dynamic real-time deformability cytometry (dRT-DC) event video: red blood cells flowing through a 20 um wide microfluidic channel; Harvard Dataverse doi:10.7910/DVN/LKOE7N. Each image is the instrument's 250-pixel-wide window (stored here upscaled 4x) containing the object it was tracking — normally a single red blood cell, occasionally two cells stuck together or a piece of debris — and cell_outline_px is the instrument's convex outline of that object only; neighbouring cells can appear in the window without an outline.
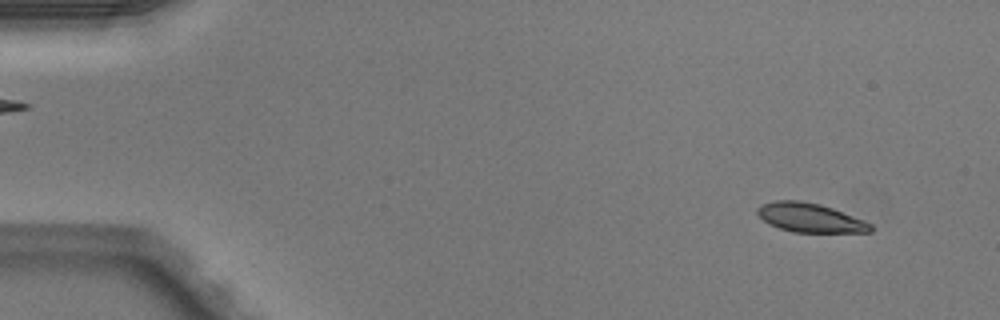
{"species": "Egyptian fruit bat (a non-hibernating species)", "species_latin": "Rousettus aegyptiacus", "temperature_condition": "warm", "stored_images_in_passage": 50, "camera_frame_rate_fps": 3000, "um_per_image_px": 0.085, "animal": {"sex": "male"}, "frame": {"image": 1, "passage_image": 4, "time_ms": 1.0, "image_size_px": [1000, 320], "cell_outline_px": [[872, 232], [792, 232], [768, 224], [756, 212], [756, 208], [760, 204], [776, 200], [800, 200], [820, 204], [832, 208], [864, 220], [872, 224]], "centroid_in_image_um": [68.83, 18.5], "position_along_channel_um": 16.2, "area_um2": 19.19}}
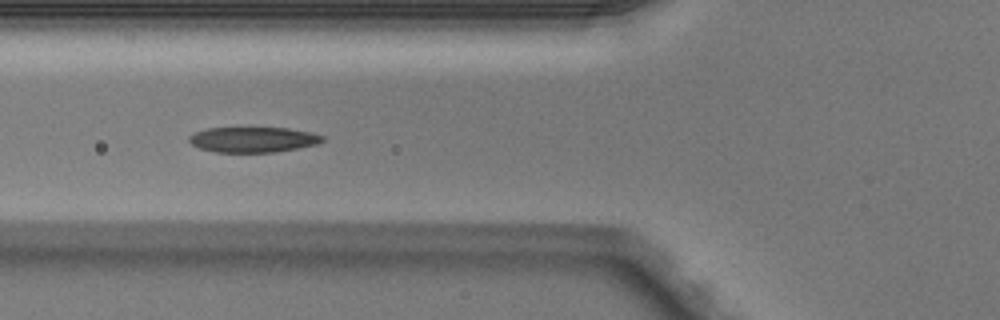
{"frame": {"image": 2, "passage_image": 19, "time_ms": 6.0, "image_size_px": [1000, 320], "cell_outline_px": [[324, 140], [316, 144], [296, 148], [272, 152], [216, 152], [200, 148], [192, 144], [188, 140], [188, 136], [196, 132], [208, 128], [288, 128], [312, 132], [324, 136]], "centroid_in_image_um": [21.51, 11.86], "position_along_channel_um": 104.3, "area_um2": 19.54}}
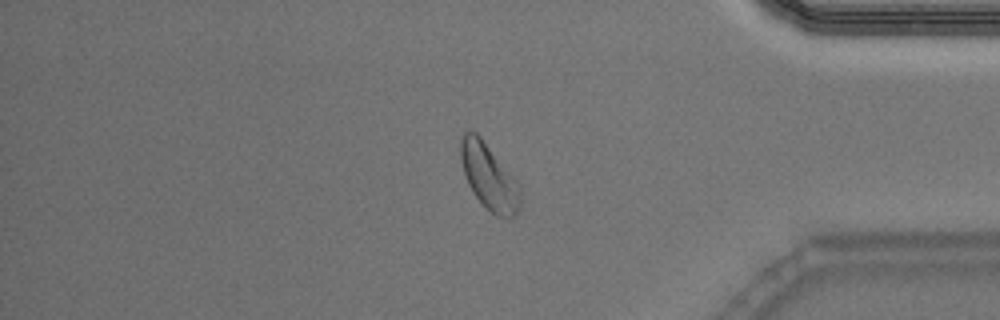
{"frame": {"image": 3, "passage_image": 42, "time_ms": 13.667, "image_size_px": [1000, 320], "cell_outline_px": [[520, 208], [516, 216], [496, 216], [484, 208], [472, 192], [468, 184], [460, 160], [460, 136], [468, 128], [476, 132], [480, 136], [520, 184]], "centroid_in_image_um": [41.54, 15.01], "position_along_channel_um": 393.7, "area_um2": 23.18}, "authors_computed_cell_mechanics": {"area_um2": 20.2589, "velocity_mm_per_s": 4.0651, "shape_relaxation_time_tau1_ms": 2.2553, "shape_relaxation_time_tau2_ms": 3.0009, "deformation_change_tau1": 0.1181, "deformation_change_tau2": 0.0817}}